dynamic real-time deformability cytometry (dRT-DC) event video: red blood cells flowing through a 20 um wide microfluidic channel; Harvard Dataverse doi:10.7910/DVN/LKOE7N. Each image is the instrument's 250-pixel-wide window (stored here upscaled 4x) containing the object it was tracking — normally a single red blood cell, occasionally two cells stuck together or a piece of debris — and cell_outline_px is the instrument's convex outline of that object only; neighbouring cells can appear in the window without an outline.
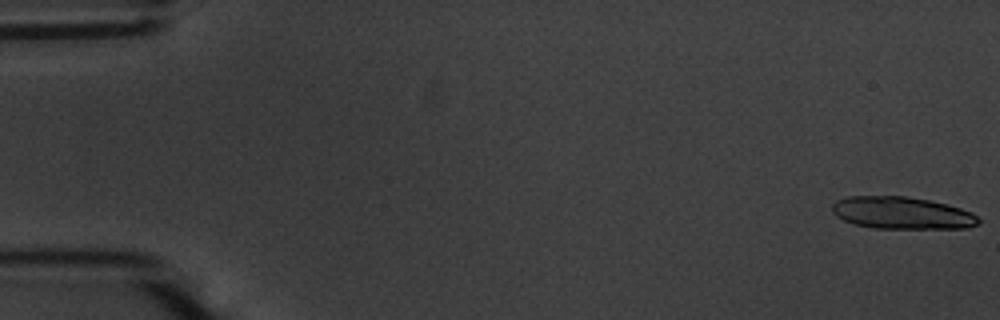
{"species": "common noctule bat (a hibernating species)", "species_latin": "Nyctalus noctula", "temperature_condition": "warm", "stored_images_in_passage": 55, "segment_of_instrument_passage": [1, 2], "camera_frame_rate_fps": 3000, "um_per_image_px": 0.085, "animal": {"sex": "male", "body_mass_g": 20.1, "forearm_length_mm": 53.5}, "frame": {"image": 1, "passage_image": 1, "time_ms": 0.0, "image_size_px": [1000, 320], "cell_outline_px": [[980, 224], [968, 228], [872, 228], [852, 224], [836, 216], [832, 212], [832, 204], [836, 200], [848, 196], [904, 196], [928, 200], [948, 204], [972, 212], [980, 220]], "centroid_in_image_um": [76.65, 18.1], "position_along_channel_um": 8.3, "area_um2": 27.63}}
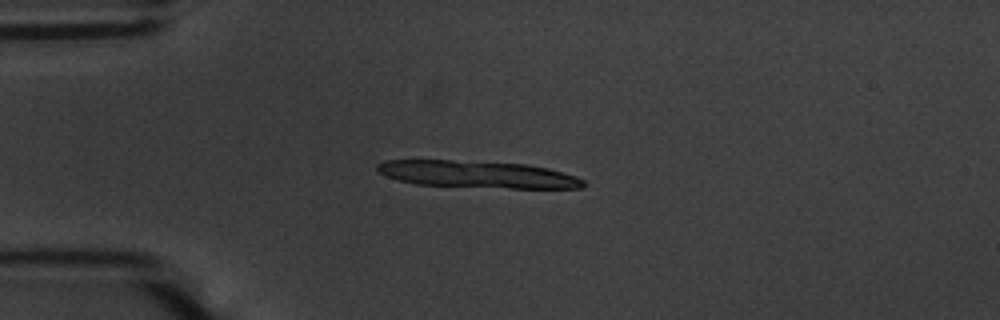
{"frame": {"image": 2, "passage_image": 14, "time_ms": 4.333, "image_size_px": [1000, 320], "cell_outline_px": [[588, 184], [584, 188], [512, 188], [416, 184], [400, 180], [388, 176], [380, 172], [376, 168], [376, 164], [384, 160], [452, 160], [524, 164], [548, 168], [576, 176], [584, 180]], "centroid_in_image_um": [40.63, 14.82], "position_along_channel_um": 44.4, "area_um2": 32.25}}